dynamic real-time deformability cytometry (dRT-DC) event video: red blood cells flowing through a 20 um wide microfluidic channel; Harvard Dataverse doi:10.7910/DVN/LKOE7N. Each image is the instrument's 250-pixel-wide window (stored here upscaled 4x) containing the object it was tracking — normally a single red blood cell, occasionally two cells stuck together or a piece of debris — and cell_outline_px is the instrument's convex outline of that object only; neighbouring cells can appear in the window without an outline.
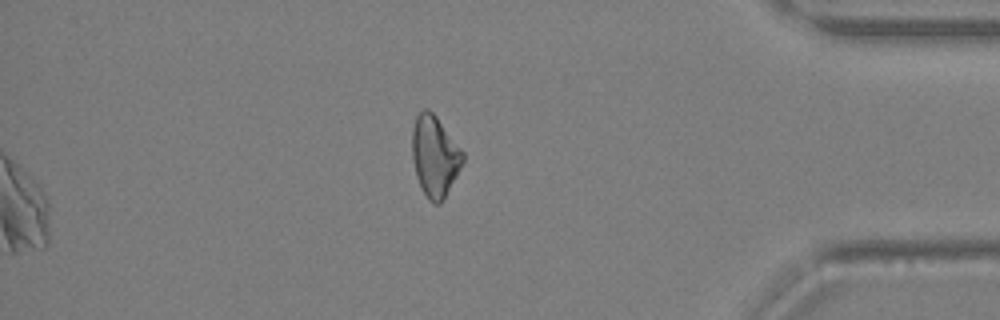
{"species": "Egyptian fruit bat (a non-hibernating species)", "species_latin": "Rousettus aegyptiacus", "temperature_condition": "warm", "stored_images_in_passage": 36, "camera_frame_rate_fps": 3000, "um_per_image_px": 0.085, "animal": {"sex": "female"}, "frame": {"image": 1, "passage_image": 36, "time_ms": 11.667, "image_size_px": [1000, 320], "cell_outline_px": [[464, 160], [456, 176], [440, 204], [436, 204], [428, 200], [416, 176], [412, 156], [412, 128], [416, 116], [424, 108], [428, 108], [436, 116], [464, 152]], "centroid_in_image_um": [36.94, 13.25], "position_along_channel_um": 398.3, "area_um2": 23.64}}